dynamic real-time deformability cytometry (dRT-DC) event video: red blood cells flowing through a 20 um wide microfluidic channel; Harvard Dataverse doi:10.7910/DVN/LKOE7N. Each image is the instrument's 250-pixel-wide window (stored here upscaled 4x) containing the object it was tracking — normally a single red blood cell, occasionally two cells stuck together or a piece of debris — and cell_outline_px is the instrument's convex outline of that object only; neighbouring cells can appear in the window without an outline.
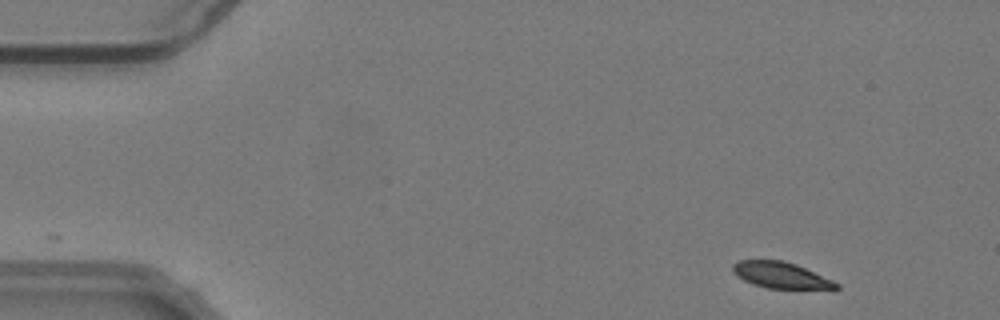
{"species": "common noctule bat (a hibernating species)", "species_latin": "Nyctalus noctula", "temperature_condition": "warm", "stored_images_in_passage": 52, "camera_frame_rate_fps": 3000, "um_per_image_px": 0.085, "animal": {"sex": "male", "body_mass_g": 19.2, "forearm_length_mm": 51.8}, "frame": {"image": 1, "passage_image": 3, "time_ms": 0.667, "image_size_px": [1000, 320], "cell_outline_px": [[840, 288], [768, 288], [752, 284], [744, 280], [732, 272], [732, 264], [740, 260], [784, 260], [796, 264], [832, 280], [840, 284]], "centroid_in_image_um": [66.33, 23.37], "position_along_channel_um": 18.7, "area_um2": 15.55}}
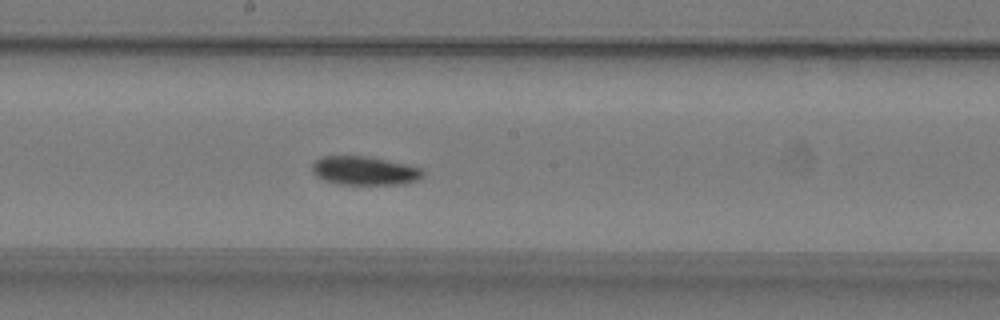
{"frame": {"image": 2, "passage_image": 27, "time_ms": 8.667, "image_size_px": [1000, 320], "cell_outline_px": [[424, 176], [416, 180], [404, 184], [340, 184], [324, 180], [316, 176], [312, 172], [312, 164], [320, 156], [364, 156], [384, 160], [420, 168], [424, 172]], "centroid_in_image_um": [30.94, 14.51], "position_along_channel_um": 217.3, "area_um2": 18.26}}
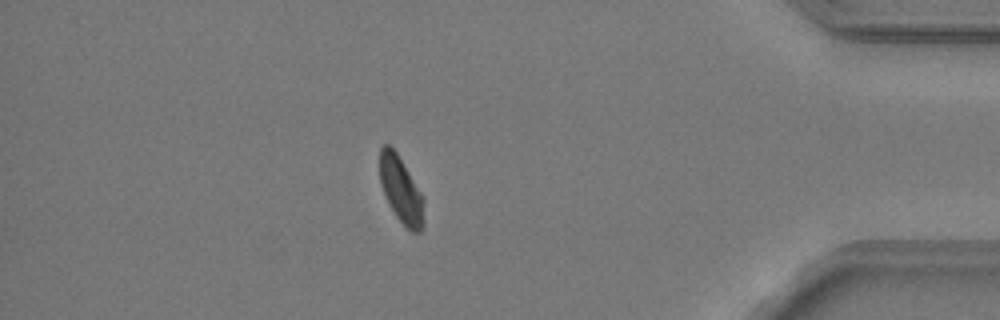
{"frame": {"image": 3, "passage_image": 45, "time_ms": 14.667, "image_size_px": [1000, 320], "cell_outline_px": [[424, 228], [420, 232], [412, 232], [396, 216], [388, 204], [380, 184], [380, 148], [384, 144], [388, 144], [396, 152], [424, 196]], "centroid_in_image_um": [34.1, 16.17], "position_along_channel_um": 401.1, "area_um2": 17.17}, "authors_computed_cell_mechanics": {"area_um2": 17.918, "velocity_mm_per_s": 3.7575, "shape_relaxation_time_tau1_ms": 2.7698, "shape_relaxation_time_tau2_ms": null, "deformation_change_tau1": 0.1081, "deformation_change_tau2": null}}